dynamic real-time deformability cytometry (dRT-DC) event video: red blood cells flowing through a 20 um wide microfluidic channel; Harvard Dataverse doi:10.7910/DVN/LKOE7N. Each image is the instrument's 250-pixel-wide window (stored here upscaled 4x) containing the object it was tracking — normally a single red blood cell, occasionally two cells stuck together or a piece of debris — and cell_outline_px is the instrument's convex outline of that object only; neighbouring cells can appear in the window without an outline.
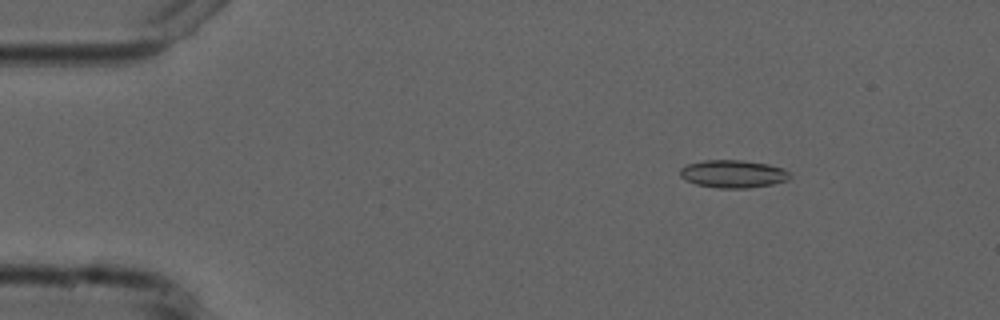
{"species": "common noctule bat (a hibernating species)", "species_latin": "Nyctalus noctula", "temperature_condition": "cold", "stored_images_in_passage": 5, "camera_frame_rate_fps": 3000, "um_per_image_px": 0.085, "animal": {"sex": "male", "forearm_length_mm": 52.5}, "frame": {"image": 1, "passage_image": 2, "time_ms": 1.333, "image_size_px": [1000, 320], "cell_outline_px": [[792, 176], [788, 180], [772, 184], [748, 188], [720, 188], [696, 184], [680, 176], [680, 168], [688, 164], [704, 160], [740, 160], [768, 164], [784, 168]], "centroid_in_image_um": [62.34, 14.78], "position_along_channel_um": 22.7, "area_um2": 17.69}}
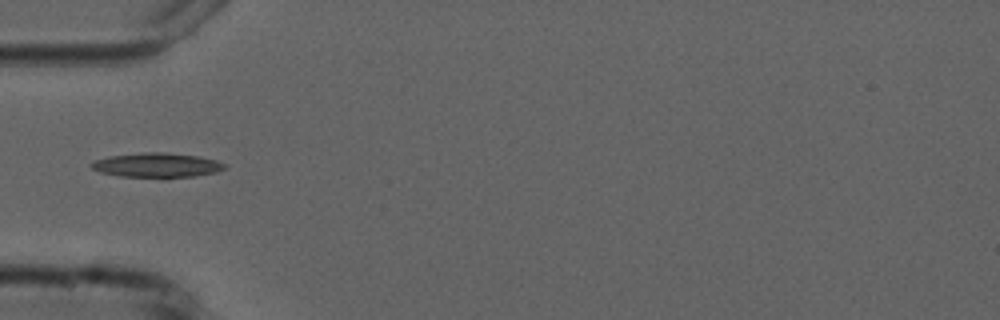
{"frame": {"image": 2, "passage_image": 5, "time_ms": 4.667, "image_size_px": [1000, 320], "cell_outline_px": [[228, 168], [216, 172], [196, 176], [120, 176], [100, 172], [92, 168], [88, 164], [96, 160], [108, 156], [144, 152], [168, 152], [200, 156], [216, 160], [228, 164]], "centroid_in_image_um": [13.38, 14.01], "position_along_channel_um": 71.6, "area_um2": 18.9}}